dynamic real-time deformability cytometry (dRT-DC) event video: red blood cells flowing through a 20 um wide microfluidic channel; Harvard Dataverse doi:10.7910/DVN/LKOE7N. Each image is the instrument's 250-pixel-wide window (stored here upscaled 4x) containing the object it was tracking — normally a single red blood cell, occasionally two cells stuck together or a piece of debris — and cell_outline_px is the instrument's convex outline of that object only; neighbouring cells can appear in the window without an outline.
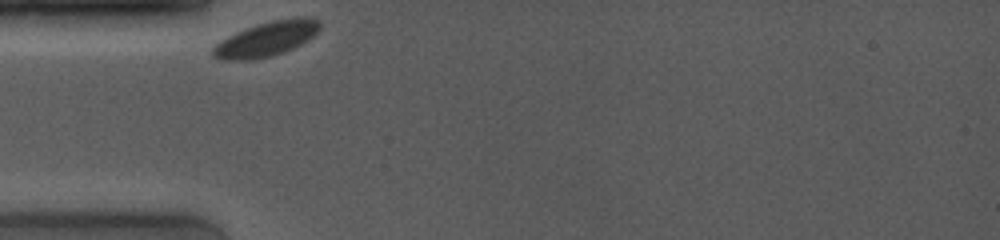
{"species": "common noctule bat (a hibernating species)", "species_latin": "Nyctalus noctula", "temperature_condition": "room temperature", "stored_images_in_passage": 12, "camera_frame_rate_fps": 4000, "um_per_image_px": 0.085, "animal": {"sex": "female", "body_mass_g": 19.0, "forearm_length_mm": 53.3}, "frame": {"image": 1, "passage_image": 1, "time_ms": 0.0, "image_size_px": [1000, 240], "cell_outline_px": [[320, 28], [312, 36], [300, 44], [284, 52], [272, 56], [248, 60], [220, 60], [212, 56], [212, 48], [216, 44], [228, 36], [256, 24], [272, 20], [300, 16], [304, 16], [320, 20]], "centroid_in_image_um": [22.64, 3.31], "position_along_channel_um": 62.4, "area_um2": 21.5}}
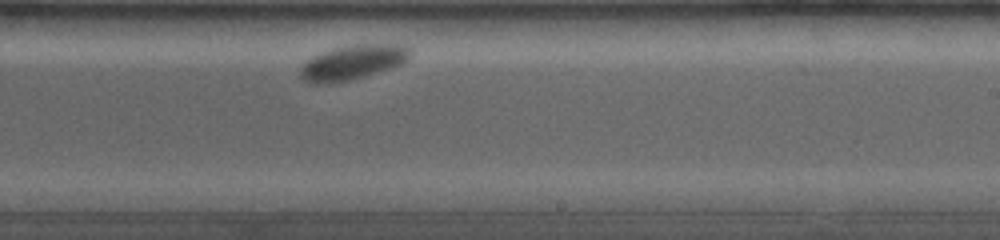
{"frame": {"image": 2, "passage_image": 12, "time_ms": 5.75, "image_size_px": [1000, 240], "cell_outline_px": [[412, 52], [408, 60], [400, 64], [364, 76], [332, 84], [312, 84], [304, 80], [300, 76], [300, 68], [312, 56], [332, 48], [356, 44], [400, 44], [412, 48]], "centroid_in_image_um": [29.97, 5.29], "position_along_channel_um": 259.0, "area_um2": 22.2}}